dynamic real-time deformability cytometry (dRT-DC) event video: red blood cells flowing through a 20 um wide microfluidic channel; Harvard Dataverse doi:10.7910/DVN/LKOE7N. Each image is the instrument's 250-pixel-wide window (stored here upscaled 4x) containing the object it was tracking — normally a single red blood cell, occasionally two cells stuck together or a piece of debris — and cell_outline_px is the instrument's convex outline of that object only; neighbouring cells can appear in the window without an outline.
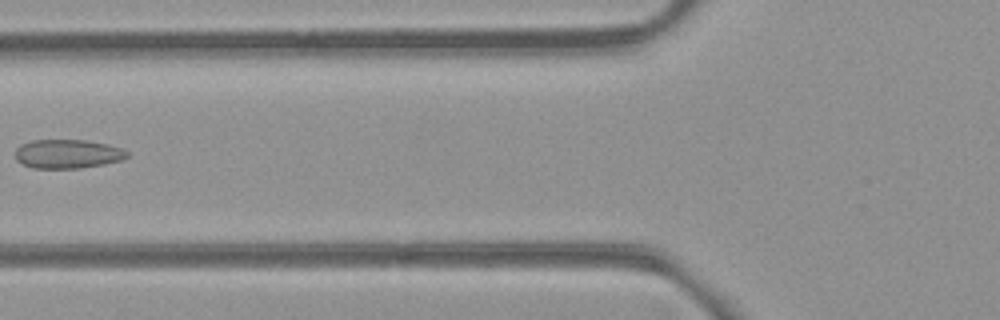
{"species": "common noctule bat (a hibernating species)", "species_latin": "Nyctalus noctula", "temperature_condition": "room temperature", "stored_images_in_passage": 8, "camera_frame_rate_fps": 3000, "um_per_image_px": 0.085, "animal": {"sex": "female", "body_mass_g": 21.9}, "frame": {"image": 1, "passage_image": 6, "time_ms": 6.0, "image_size_px": [1000, 320], "cell_outline_px": [[128, 156], [120, 160], [104, 164], [80, 168], [32, 168], [16, 160], [16, 148], [20, 144], [32, 140], [84, 140], [108, 144], [120, 148], [128, 152]], "centroid_in_image_um": [5.72, 13.08], "position_along_channel_um": 120.1, "area_um2": 18.79}}
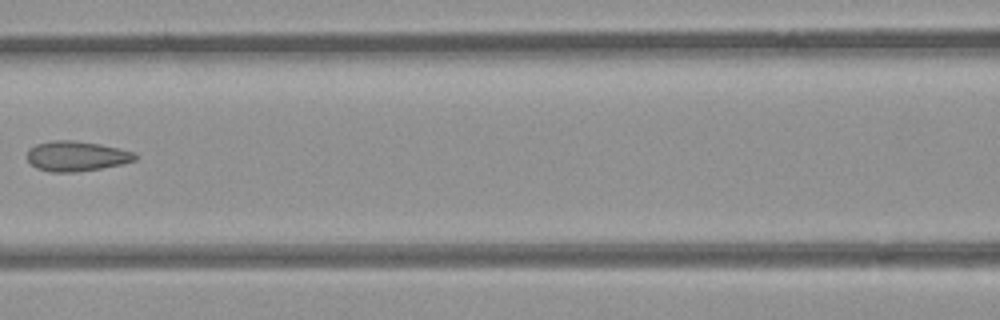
{"frame": {"image": 2, "passage_image": 7, "time_ms": 7.0, "image_size_px": [1000, 320], "cell_outline_px": [[140, 156], [136, 160], [120, 164], [100, 168], [72, 172], [48, 172], [36, 168], [28, 160], [28, 148], [36, 144], [52, 140], [72, 140], [100, 144], [136, 152]], "centroid_in_image_um": [6.51, 13.26], "position_along_channel_um": 160.1, "area_um2": 18.96}}
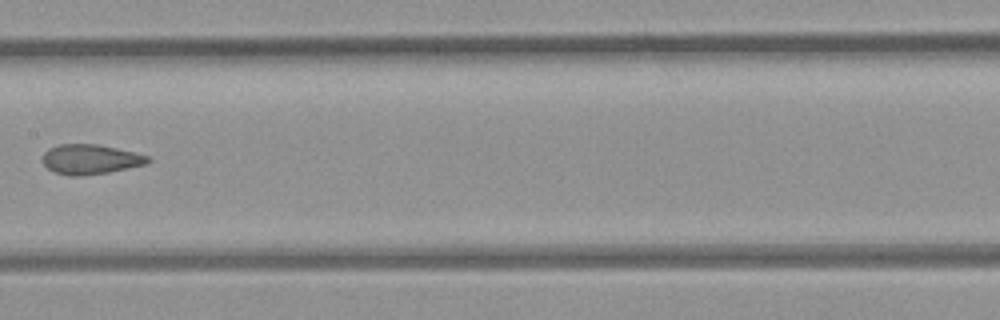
{"frame": {"image": 3, "passage_image": 8, "time_ms": 8.0, "image_size_px": [1000, 320], "cell_outline_px": [[152, 160], [144, 164], [128, 168], [108, 172], [80, 176], [68, 176], [52, 172], [44, 164], [44, 152], [48, 148], [60, 144], [96, 144], [116, 148], [148, 156]], "centroid_in_image_um": [7.65, 13.55], "position_along_channel_um": 199.8, "area_um2": 18.15}}